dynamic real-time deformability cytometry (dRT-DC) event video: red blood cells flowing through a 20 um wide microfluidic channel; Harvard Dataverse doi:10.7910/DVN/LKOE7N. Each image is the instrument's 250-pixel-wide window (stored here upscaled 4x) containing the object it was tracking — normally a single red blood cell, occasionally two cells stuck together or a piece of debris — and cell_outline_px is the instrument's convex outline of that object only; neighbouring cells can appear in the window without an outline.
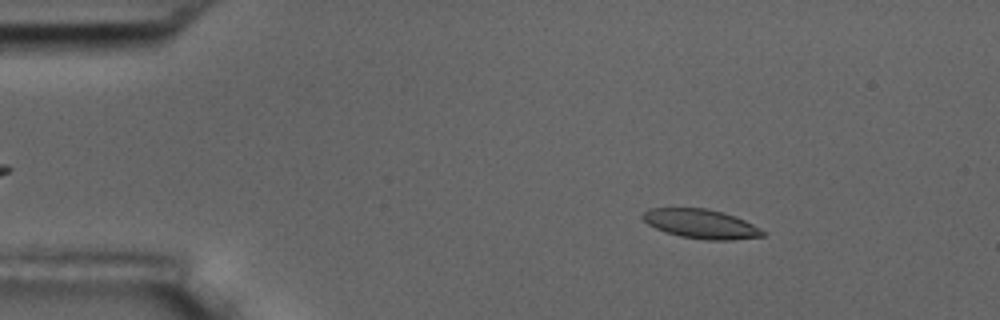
{"species": "common noctule bat (a hibernating species)", "species_latin": "Nyctalus noctula", "temperature_condition": "room temperature", "stored_images_in_passage": 55, "camera_frame_rate_fps": 3000, "um_per_image_px": 0.085, "animal": {"sex": "male", "body_mass_g": 17.5, "forearm_length_mm": 52.3}, "frame": {"image": 1, "passage_image": 8, "time_ms": 2.333, "image_size_px": [1000, 320], "cell_outline_px": [[768, 232], [764, 236], [732, 240], [704, 240], [680, 236], [656, 228], [648, 224], [640, 216], [648, 208], [704, 208], [720, 212], [744, 220]], "centroid_in_image_um": [59.59, 19.04], "position_along_channel_um": 25.4, "area_um2": 20.29}}
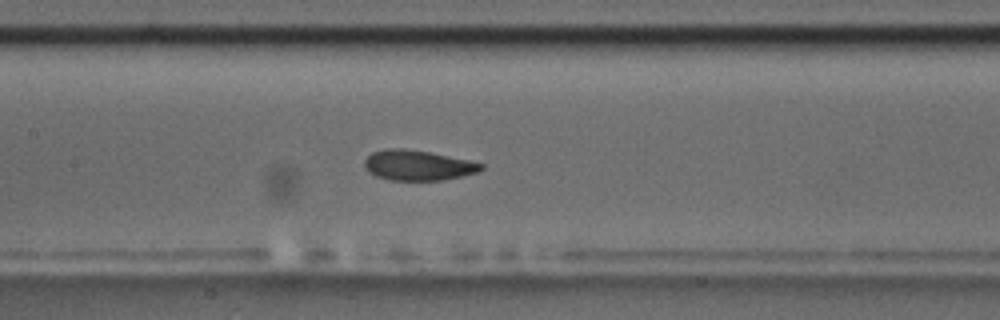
{"frame": {"image": 2, "passage_image": 26, "time_ms": 8.333, "image_size_px": [1000, 320], "cell_outline_px": [[484, 168], [476, 172], [464, 176], [444, 180], [388, 180], [376, 176], [368, 172], [364, 168], [364, 160], [372, 152], [384, 148], [404, 148], [428, 152], [468, 160], [484, 164]], "centroid_in_image_um": [35.48, 14.05], "position_along_channel_um": 171.9, "area_um2": 20.63}}
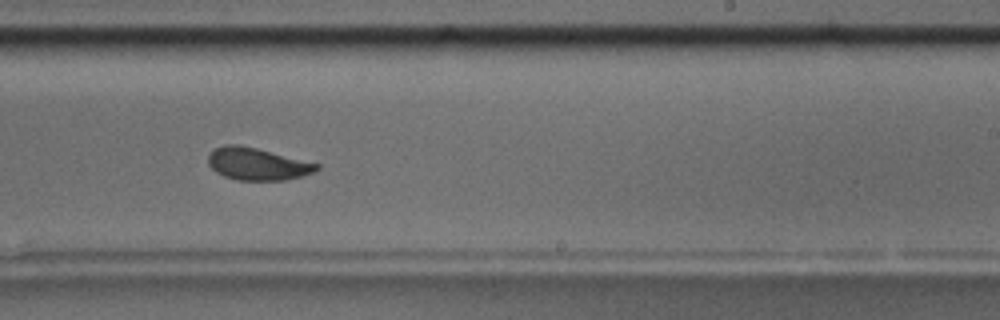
{"frame": {"image": 3, "passage_image": 34, "time_ms": 11.0, "image_size_px": [1000, 320], "cell_outline_px": [[320, 168], [312, 172], [300, 176], [284, 180], [236, 180], [224, 176], [216, 172], [208, 164], [208, 156], [216, 148], [224, 144], [240, 144], [320, 164]], "centroid_in_image_um": [21.85, 13.93], "position_along_channel_um": 267.2, "area_um2": 20.23}, "authors_computed_cell_mechanics": {"area_um2": 21.0392, "velocity_mm_per_s": 3.5892, "shape_relaxation_time_tau1_ms": 3.7061, "shape_relaxation_time_tau2_ms": 1.3069, "deformation_change_tau1": 0.1265, "deformation_change_tau2": 0.0594}}